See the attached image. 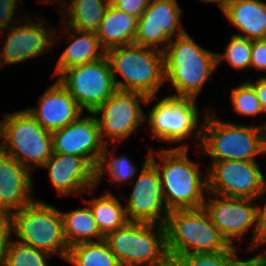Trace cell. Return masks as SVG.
Here are the masks:
<instances>
[{"mask_svg":"<svg viewBox=\"0 0 266 266\" xmlns=\"http://www.w3.org/2000/svg\"><path fill=\"white\" fill-rule=\"evenodd\" d=\"M61 215L63 234L69 248L80 243L95 242L93 237L98 238L96 242L104 239L89 206L67 213L61 212Z\"/></svg>","mask_w":266,"mask_h":266,"instance_id":"obj_24","label":"cell"},{"mask_svg":"<svg viewBox=\"0 0 266 266\" xmlns=\"http://www.w3.org/2000/svg\"><path fill=\"white\" fill-rule=\"evenodd\" d=\"M237 266H252L251 258L248 260H242Z\"/></svg>","mask_w":266,"mask_h":266,"instance_id":"obj_43","label":"cell"},{"mask_svg":"<svg viewBox=\"0 0 266 266\" xmlns=\"http://www.w3.org/2000/svg\"><path fill=\"white\" fill-rule=\"evenodd\" d=\"M165 228L167 250L172 256L222 252L232 247L204 208L170 211Z\"/></svg>","mask_w":266,"mask_h":266,"instance_id":"obj_5","label":"cell"},{"mask_svg":"<svg viewBox=\"0 0 266 266\" xmlns=\"http://www.w3.org/2000/svg\"><path fill=\"white\" fill-rule=\"evenodd\" d=\"M18 1L19 0H0V29H4L3 32L7 31L10 24V27H12L16 23V20L14 21L13 18Z\"/></svg>","mask_w":266,"mask_h":266,"instance_id":"obj_34","label":"cell"},{"mask_svg":"<svg viewBox=\"0 0 266 266\" xmlns=\"http://www.w3.org/2000/svg\"><path fill=\"white\" fill-rule=\"evenodd\" d=\"M150 0H110V5L139 18L148 8Z\"/></svg>","mask_w":266,"mask_h":266,"instance_id":"obj_33","label":"cell"},{"mask_svg":"<svg viewBox=\"0 0 266 266\" xmlns=\"http://www.w3.org/2000/svg\"><path fill=\"white\" fill-rule=\"evenodd\" d=\"M164 266H188L180 257L169 255Z\"/></svg>","mask_w":266,"mask_h":266,"instance_id":"obj_40","label":"cell"},{"mask_svg":"<svg viewBox=\"0 0 266 266\" xmlns=\"http://www.w3.org/2000/svg\"><path fill=\"white\" fill-rule=\"evenodd\" d=\"M26 111L50 132L77 120L84 112L68 90L57 80L40 97L38 108Z\"/></svg>","mask_w":266,"mask_h":266,"instance_id":"obj_19","label":"cell"},{"mask_svg":"<svg viewBox=\"0 0 266 266\" xmlns=\"http://www.w3.org/2000/svg\"><path fill=\"white\" fill-rule=\"evenodd\" d=\"M0 122V150L15 158L31 172L42 167L53 153L51 132L45 130L26 110L7 113Z\"/></svg>","mask_w":266,"mask_h":266,"instance_id":"obj_7","label":"cell"},{"mask_svg":"<svg viewBox=\"0 0 266 266\" xmlns=\"http://www.w3.org/2000/svg\"><path fill=\"white\" fill-rule=\"evenodd\" d=\"M151 149L125 206L130 222L165 225L169 211L162 194L157 168L150 162Z\"/></svg>","mask_w":266,"mask_h":266,"instance_id":"obj_14","label":"cell"},{"mask_svg":"<svg viewBox=\"0 0 266 266\" xmlns=\"http://www.w3.org/2000/svg\"><path fill=\"white\" fill-rule=\"evenodd\" d=\"M236 246L215 253H189L180 256L188 266H237L239 260Z\"/></svg>","mask_w":266,"mask_h":266,"instance_id":"obj_32","label":"cell"},{"mask_svg":"<svg viewBox=\"0 0 266 266\" xmlns=\"http://www.w3.org/2000/svg\"><path fill=\"white\" fill-rule=\"evenodd\" d=\"M68 4L66 24L71 29L96 33L110 0H70Z\"/></svg>","mask_w":266,"mask_h":266,"instance_id":"obj_25","label":"cell"},{"mask_svg":"<svg viewBox=\"0 0 266 266\" xmlns=\"http://www.w3.org/2000/svg\"><path fill=\"white\" fill-rule=\"evenodd\" d=\"M200 1H202V2H210V3H217L218 5H219V7H220V9L222 10V11H224L225 9H226V7H227V4L231 1V0H200Z\"/></svg>","mask_w":266,"mask_h":266,"instance_id":"obj_41","label":"cell"},{"mask_svg":"<svg viewBox=\"0 0 266 266\" xmlns=\"http://www.w3.org/2000/svg\"><path fill=\"white\" fill-rule=\"evenodd\" d=\"M50 255L18 240L9 241L3 266H47Z\"/></svg>","mask_w":266,"mask_h":266,"instance_id":"obj_29","label":"cell"},{"mask_svg":"<svg viewBox=\"0 0 266 266\" xmlns=\"http://www.w3.org/2000/svg\"><path fill=\"white\" fill-rule=\"evenodd\" d=\"M266 70V39L252 40V56L250 67Z\"/></svg>","mask_w":266,"mask_h":266,"instance_id":"obj_35","label":"cell"},{"mask_svg":"<svg viewBox=\"0 0 266 266\" xmlns=\"http://www.w3.org/2000/svg\"><path fill=\"white\" fill-rule=\"evenodd\" d=\"M11 235V217L0 218V266L4 264L6 249Z\"/></svg>","mask_w":266,"mask_h":266,"instance_id":"obj_36","label":"cell"},{"mask_svg":"<svg viewBox=\"0 0 266 266\" xmlns=\"http://www.w3.org/2000/svg\"><path fill=\"white\" fill-rule=\"evenodd\" d=\"M104 240L121 266H164L169 256L165 225L128 221Z\"/></svg>","mask_w":266,"mask_h":266,"instance_id":"obj_6","label":"cell"},{"mask_svg":"<svg viewBox=\"0 0 266 266\" xmlns=\"http://www.w3.org/2000/svg\"><path fill=\"white\" fill-rule=\"evenodd\" d=\"M248 82L254 87L262 109L266 112V77H260V79L254 83Z\"/></svg>","mask_w":266,"mask_h":266,"instance_id":"obj_38","label":"cell"},{"mask_svg":"<svg viewBox=\"0 0 266 266\" xmlns=\"http://www.w3.org/2000/svg\"><path fill=\"white\" fill-rule=\"evenodd\" d=\"M231 102L239 115L254 116L264 112L254 87L248 81L232 88Z\"/></svg>","mask_w":266,"mask_h":266,"instance_id":"obj_31","label":"cell"},{"mask_svg":"<svg viewBox=\"0 0 266 266\" xmlns=\"http://www.w3.org/2000/svg\"><path fill=\"white\" fill-rule=\"evenodd\" d=\"M69 46L60 55L55 67V75H60L66 69L89 63L106 56V50L101 46L95 32H83L72 29Z\"/></svg>","mask_w":266,"mask_h":266,"instance_id":"obj_23","label":"cell"},{"mask_svg":"<svg viewBox=\"0 0 266 266\" xmlns=\"http://www.w3.org/2000/svg\"><path fill=\"white\" fill-rule=\"evenodd\" d=\"M59 76L58 81L88 113H93L117 90L107 56L66 69Z\"/></svg>","mask_w":266,"mask_h":266,"instance_id":"obj_9","label":"cell"},{"mask_svg":"<svg viewBox=\"0 0 266 266\" xmlns=\"http://www.w3.org/2000/svg\"><path fill=\"white\" fill-rule=\"evenodd\" d=\"M109 59L116 88L135 91L149 96L158 92L164 80V55L154 48L127 45L108 49ZM116 72L124 81H117Z\"/></svg>","mask_w":266,"mask_h":266,"instance_id":"obj_4","label":"cell"},{"mask_svg":"<svg viewBox=\"0 0 266 266\" xmlns=\"http://www.w3.org/2000/svg\"><path fill=\"white\" fill-rule=\"evenodd\" d=\"M246 39H266V3L260 0H231L223 11ZM246 34V35H245Z\"/></svg>","mask_w":266,"mask_h":266,"instance_id":"obj_21","label":"cell"},{"mask_svg":"<svg viewBox=\"0 0 266 266\" xmlns=\"http://www.w3.org/2000/svg\"><path fill=\"white\" fill-rule=\"evenodd\" d=\"M11 232L18 242L49 254L56 253L66 260L68 244L63 234L61 211L41 200L11 212Z\"/></svg>","mask_w":266,"mask_h":266,"instance_id":"obj_8","label":"cell"},{"mask_svg":"<svg viewBox=\"0 0 266 266\" xmlns=\"http://www.w3.org/2000/svg\"><path fill=\"white\" fill-rule=\"evenodd\" d=\"M251 56L252 39L240 38L233 34L224 54L217 53V65L225 59L235 69H248L251 64Z\"/></svg>","mask_w":266,"mask_h":266,"instance_id":"obj_30","label":"cell"},{"mask_svg":"<svg viewBox=\"0 0 266 266\" xmlns=\"http://www.w3.org/2000/svg\"><path fill=\"white\" fill-rule=\"evenodd\" d=\"M46 1H48L49 3H52V4H53L55 0H53V1H52V0H50V1H49V0H46ZM61 1H62V0H60V2H61Z\"/></svg>","mask_w":266,"mask_h":266,"instance_id":"obj_44","label":"cell"},{"mask_svg":"<svg viewBox=\"0 0 266 266\" xmlns=\"http://www.w3.org/2000/svg\"><path fill=\"white\" fill-rule=\"evenodd\" d=\"M164 55V80L171 81L177 94L170 96L196 99L217 68V53L200 47L187 32L168 43Z\"/></svg>","mask_w":266,"mask_h":266,"instance_id":"obj_2","label":"cell"},{"mask_svg":"<svg viewBox=\"0 0 266 266\" xmlns=\"http://www.w3.org/2000/svg\"><path fill=\"white\" fill-rule=\"evenodd\" d=\"M138 18L109 5L96 34L107 51L113 47L134 44Z\"/></svg>","mask_w":266,"mask_h":266,"instance_id":"obj_22","label":"cell"},{"mask_svg":"<svg viewBox=\"0 0 266 266\" xmlns=\"http://www.w3.org/2000/svg\"><path fill=\"white\" fill-rule=\"evenodd\" d=\"M100 233L105 237L109 232L123 227L128 218L125 207L110 192L87 202Z\"/></svg>","mask_w":266,"mask_h":266,"instance_id":"obj_26","label":"cell"},{"mask_svg":"<svg viewBox=\"0 0 266 266\" xmlns=\"http://www.w3.org/2000/svg\"><path fill=\"white\" fill-rule=\"evenodd\" d=\"M154 96L146 95L135 91H124L117 89L110 98L100 105L93 114L98 121L100 135L105 145V136L114 142L129 137L137 127L147 119L140 101L149 104ZM98 115L101 117L98 118Z\"/></svg>","mask_w":266,"mask_h":266,"instance_id":"obj_11","label":"cell"},{"mask_svg":"<svg viewBox=\"0 0 266 266\" xmlns=\"http://www.w3.org/2000/svg\"><path fill=\"white\" fill-rule=\"evenodd\" d=\"M264 193H266V180H264L262 188L257 195V198H261ZM257 212H258V223L260 227V232H261V239L259 242L258 246H261V244L266 243V200H265V205L263 207L257 206Z\"/></svg>","mask_w":266,"mask_h":266,"instance_id":"obj_37","label":"cell"},{"mask_svg":"<svg viewBox=\"0 0 266 266\" xmlns=\"http://www.w3.org/2000/svg\"><path fill=\"white\" fill-rule=\"evenodd\" d=\"M181 11L177 0H150L138 18L134 44L163 52L176 33L177 38L186 32L180 25ZM160 43L164 45L158 48Z\"/></svg>","mask_w":266,"mask_h":266,"instance_id":"obj_15","label":"cell"},{"mask_svg":"<svg viewBox=\"0 0 266 266\" xmlns=\"http://www.w3.org/2000/svg\"><path fill=\"white\" fill-rule=\"evenodd\" d=\"M252 266H266V250L254 257H251Z\"/></svg>","mask_w":266,"mask_h":266,"instance_id":"obj_39","label":"cell"},{"mask_svg":"<svg viewBox=\"0 0 266 266\" xmlns=\"http://www.w3.org/2000/svg\"><path fill=\"white\" fill-rule=\"evenodd\" d=\"M205 113L199 148L202 147L203 154L211 156L213 162L255 161L258 154H266V122L244 126L223 122L209 111Z\"/></svg>","mask_w":266,"mask_h":266,"instance_id":"obj_3","label":"cell"},{"mask_svg":"<svg viewBox=\"0 0 266 266\" xmlns=\"http://www.w3.org/2000/svg\"><path fill=\"white\" fill-rule=\"evenodd\" d=\"M187 144L157 152L151 150L150 162L157 168L168 211L203 208L208 179L201 177L199 164L189 159ZM203 178V179H202Z\"/></svg>","mask_w":266,"mask_h":266,"instance_id":"obj_1","label":"cell"},{"mask_svg":"<svg viewBox=\"0 0 266 266\" xmlns=\"http://www.w3.org/2000/svg\"><path fill=\"white\" fill-rule=\"evenodd\" d=\"M66 261L73 266H121L104 239L71 246Z\"/></svg>","mask_w":266,"mask_h":266,"instance_id":"obj_27","label":"cell"},{"mask_svg":"<svg viewBox=\"0 0 266 266\" xmlns=\"http://www.w3.org/2000/svg\"><path fill=\"white\" fill-rule=\"evenodd\" d=\"M32 172L15 158L0 150V202L11 213L28 206L35 197Z\"/></svg>","mask_w":266,"mask_h":266,"instance_id":"obj_20","label":"cell"},{"mask_svg":"<svg viewBox=\"0 0 266 266\" xmlns=\"http://www.w3.org/2000/svg\"><path fill=\"white\" fill-rule=\"evenodd\" d=\"M118 145H114L113 150L108 151L107 145L104 146L100 160L96 167V184L102 179L103 173L107 172L110 175V184L113 182L126 183L137 173V167L134 166L126 156L114 157L107 161V156L112 155L117 149ZM108 151V152H107ZM105 171V172H104Z\"/></svg>","mask_w":266,"mask_h":266,"instance_id":"obj_28","label":"cell"},{"mask_svg":"<svg viewBox=\"0 0 266 266\" xmlns=\"http://www.w3.org/2000/svg\"><path fill=\"white\" fill-rule=\"evenodd\" d=\"M208 193L218 196L256 200L263 182V173L256 161H215L207 173Z\"/></svg>","mask_w":266,"mask_h":266,"instance_id":"obj_13","label":"cell"},{"mask_svg":"<svg viewBox=\"0 0 266 266\" xmlns=\"http://www.w3.org/2000/svg\"><path fill=\"white\" fill-rule=\"evenodd\" d=\"M220 197V198H218ZM209 198L203 204L211 222L220 231L227 242L234 246L233 240L242 238L249 227L255 226L251 237L250 249L258 247L261 232L258 223L257 205L253 199L218 196ZM256 205V207H254Z\"/></svg>","mask_w":266,"mask_h":266,"instance_id":"obj_12","label":"cell"},{"mask_svg":"<svg viewBox=\"0 0 266 266\" xmlns=\"http://www.w3.org/2000/svg\"><path fill=\"white\" fill-rule=\"evenodd\" d=\"M90 114L51 132L52 145L53 152L82 156L96 169L105 144L96 116Z\"/></svg>","mask_w":266,"mask_h":266,"instance_id":"obj_16","label":"cell"},{"mask_svg":"<svg viewBox=\"0 0 266 266\" xmlns=\"http://www.w3.org/2000/svg\"><path fill=\"white\" fill-rule=\"evenodd\" d=\"M59 195L79 194L96 189V169L82 156L53 152L42 166Z\"/></svg>","mask_w":266,"mask_h":266,"instance_id":"obj_18","label":"cell"},{"mask_svg":"<svg viewBox=\"0 0 266 266\" xmlns=\"http://www.w3.org/2000/svg\"><path fill=\"white\" fill-rule=\"evenodd\" d=\"M197 99L166 96L150 110L148 124L153 138L166 143H178L194 136L201 142V128L194 131L199 121Z\"/></svg>","mask_w":266,"mask_h":266,"instance_id":"obj_10","label":"cell"},{"mask_svg":"<svg viewBox=\"0 0 266 266\" xmlns=\"http://www.w3.org/2000/svg\"><path fill=\"white\" fill-rule=\"evenodd\" d=\"M10 214L11 213L0 202V218H2V217H10Z\"/></svg>","mask_w":266,"mask_h":266,"instance_id":"obj_42","label":"cell"},{"mask_svg":"<svg viewBox=\"0 0 266 266\" xmlns=\"http://www.w3.org/2000/svg\"><path fill=\"white\" fill-rule=\"evenodd\" d=\"M18 24L17 22L8 29L10 31L4 41L2 53L0 52V67L38 57L52 48L56 29L45 28L43 20H35L34 23L26 19L24 24Z\"/></svg>","mask_w":266,"mask_h":266,"instance_id":"obj_17","label":"cell"}]
</instances>
